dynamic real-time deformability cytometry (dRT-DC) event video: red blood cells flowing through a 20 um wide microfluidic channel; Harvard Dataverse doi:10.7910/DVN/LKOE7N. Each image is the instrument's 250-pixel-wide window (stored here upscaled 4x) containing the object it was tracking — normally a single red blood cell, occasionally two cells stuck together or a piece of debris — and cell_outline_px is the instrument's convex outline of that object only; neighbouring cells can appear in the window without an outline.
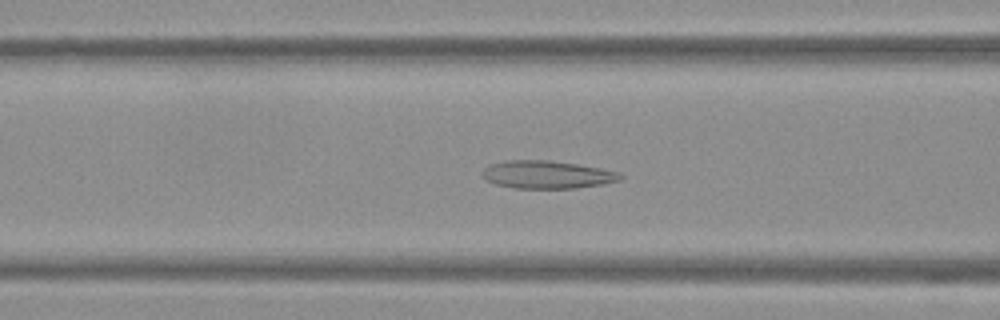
{"species": "Egyptian fruit bat (a non-hibernating species)", "species_latin": "Rousettus aegyptiacus", "temperature_condition": "warm", "stored_images_in_passage": 52, "camera_frame_rate_fps": 3000, "um_per_image_px": 0.085, "frame": {"image": 1, "passage_image": 20, "time_ms": 6.333, "image_size_px": [1000, 320], "cell_outline_px": [[624, 176], [620, 180], [604, 184], [576, 188], [516, 188], [496, 184], [484, 180], [480, 176], [484, 168], [492, 164], [508, 160], [548, 160], [576, 164], [600, 168], [620, 172]], "centroid_in_image_um": [46.5, 14.84], "position_along_channel_um": 120.1, "area_um2": 22.43}}
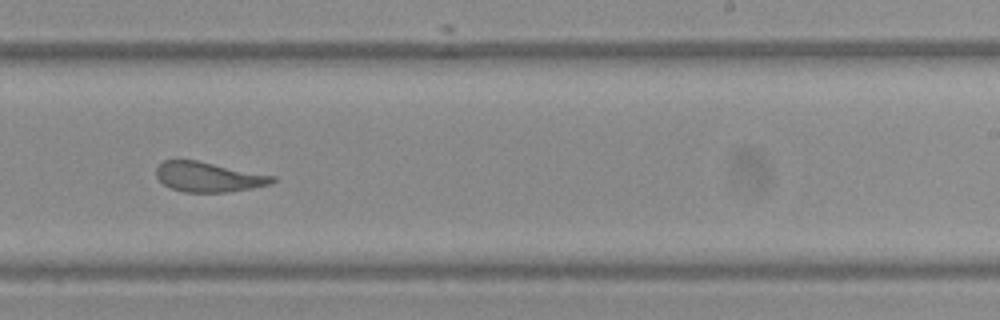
{"frame": {"image": 2, "passage_image": 32, "time_ms": 10.333, "image_size_px": [1000, 320], "cell_outline_px": [[276, 180], [272, 184], [252, 188], [228, 192], [184, 192], [168, 188], [156, 176], [156, 168], [164, 160], [196, 160], [276, 176]], "centroid_in_image_um": [17.73, 15.05], "position_along_channel_um": 271.3, "area_um2": 20.29}}
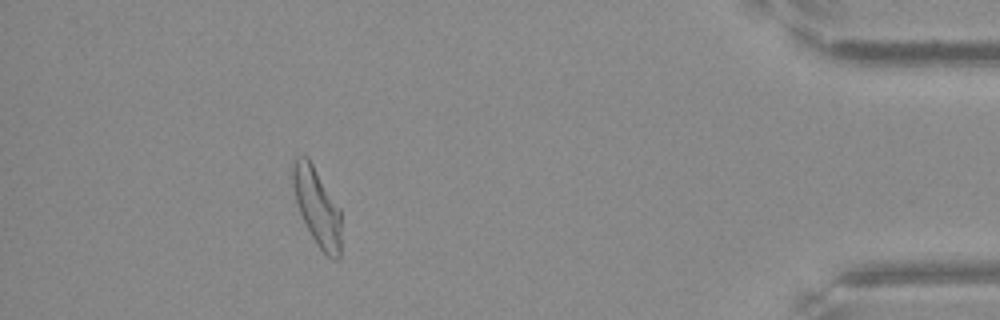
{"frame": {"image": 3, "passage_image": 47, "time_ms": 15.333, "image_size_px": [1000, 320], "cell_outline_px": [[340, 256], [336, 260], [332, 260], [316, 244], [300, 212], [296, 200], [292, 184], [292, 160], [296, 156], [308, 156], [340, 208]], "centroid_in_image_um": [26.94, 17.54], "position_along_channel_um": 408.3, "area_um2": 21.79}, "authors_computed_cell_mechanics": {"area_um2": 22.5709, "velocity_mm_per_s": 3.7887, "shape_relaxation_time_tau1_ms": null, "shape_relaxation_time_tau2_ms": 2.0914, "deformation_change_tau1": null, "deformation_change_tau2": 0.1107}}